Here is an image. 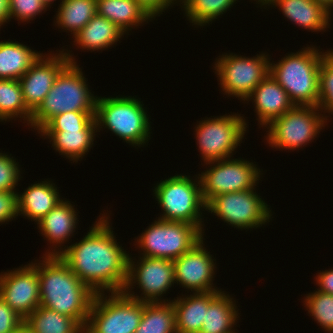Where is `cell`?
Here are the masks:
<instances>
[{
    "label": "cell",
    "mask_w": 333,
    "mask_h": 333,
    "mask_svg": "<svg viewBox=\"0 0 333 333\" xmlns=\"http://www.w3.org/2000/svg\"><path fill=\"white\" fill-rule=\"evenodd\" d=\"M107 219L103 215L95 221L80 242L60 247L61 259L95 294L123 292L127 282L129 254L115 240Z\"/></svg>",
    "instance_id": "1"
},
{
    "label": "cell",
    "mask_w": 333,
    "mask_h": 333,
    "mask_svg": "<svg viewBox=\"0 0 333 333\" xmlns=\"http://www.w3.org/2000/svg\"><path fill=\"white\" fill-rule=\"evenodd\" d=\"M38 263L40 306L87 322L95 293L84 284L60 256H42Z\"/></svg>",
    "instance_id": "2"
},
{
    "label": "cell",
    "mask_w": 333,
    "mask_h": 333,
    "mask_svg": "<svg viewBox=\"0 0 333 333\" xmlns=\"http://www.w3.org/2000/svg\"><path fill=\"white\" fill-rule=\"evenodd\" d=\"M77 63H68L57 75L53 87L32 113L30 126L38 132L56 115L70 111L96 113L97 97L88 89Z\"/></svg>",
    "instance_id": "3"
},
{
    "label": "cell",
    "mask_w": 333,
    "mask_h": 333,
    "mask_svg": "<svg viewBox=\"0 0 333 333\" xmlns=\"http://www.w3.org/2000/svg\"><path fill=\"white\" fill-rule=\"evenodd\" d=\"M269 63V74L288 93L294 105L319 106V70L327 53L313 46Z\"/></svg>",
    "instance_id": "4"
},
{
    "label": "cell",
    "mask_w": 333,
    "mask_h": 333,
    "mask_svg": "<svg viewBox=\"0 0 333 333\" xmlns=\"http://www.w3.org/2000/svg\"><path fill=\"white\" fill-rule=\"evenodd\" d=\"M143 105L140 100L130 96L97 97V130L105 126L132 146L146 144L150 139V120Z\"/></svg>",
    "instance_id": "5"
},
{
    "label": "cell",
    "mask_w": 333,
    "mask_h": 333,
    "mask_svg": "<svg viewBox=\"0 0 333 333\" xmlns=\"http://www.w3.org/2000/svg\"><path fill=\"white\" fill-rule=\"evenodd\" d=\"M197 178L193 181L187 175H174L154 187L155 199L164 211L158 219L186 222L203 231L200 210L205 209L206 204L202 199L199 176Z\"/></svg>",
    "instance_id": "6"
},
{
    "label": "cell",
    "mask_w": 333,
    "mask_h": 333,
    "mask_svg": "<svg viewBox=\"0 0 333 333\" xmlns=\"http://www.w3.org/2000/svg\"><path fill=\"white\" fill-rule=\"evenodd\" d=\"M95 294L84 333H135L143 316L144 302L112 292Z\"/></svg>",
    "instance_id": "7"
},
{
    "label": "cell",
    "mask_w": 333,
    "mask_h": 333,
    "mask_svg": "<svg viewBox=\"0 0 333 333\" xmlns=\"http://www.w3.org/2000/svg\"><path fill=\"white\" fill-rule=\"evenodd\" d=\"M319 110L316 106L295 105L272 120L266 126L269 129L266 138L269 146L287 150L306 146L317 137L328 120V116L319 114Z\"/></svg>",
    "instance_id": "8"
},
{
    "label": "cell",
    "mask_w": 333,
    "mask_h": 333,
    "mask_svg": "<svg viewBox=\"0 0 333 333\" xmlns=\"http://www.w3.org/2000/svg\"><path fill=\"white\" fill-rule=\"evenodd\" d=\"M203 233L196 225L158 219L144 233L142 232L137 238V244L144 257H159L173 261L200 241Z\"/></svg>",
    "instance_id": "9"
},
{
    "label": "cell",
    "mask_w": 333,
    "mask_h": 333,
    "mask_svg": "<svg viewBox=\"0 0 333 333\" xmlns=\"http://www.w3.org/2000/svg\"><path fill=\"white\" fill-rule=\"evenodd\" d=\"M196 140L204 163L232 157L242 142L247 123L239 114L202 120L195 127Z\"/></svg>",
    "instance_id": "10"
},
{
    "label": "cell",
    "mask_w": 333,
    "mask_h": 333,
    "mask_svg": "<svg viewBox=\"0 0 333 333\" xmlns=\"http://www.w3.org/2000/svg\"><path fill=\"white\" fill-rule=\"evenodd\" d=\"M222 54L215 62L214 70L221 88L228 96L245 101L247 96L269 74V56L262 53L256 57Z\"/></svg>",
    "instance_id": "11"
},
{
    "label": "cell",
    "mask_w": 333,
    "mask_h": 333,
    "mask_svg": "<svg viewBox=\"0 0 333 333\" xmlns=\"http://www.w3.org/2000/svg\"><path fill=\"white\" fill-rule=\"evenodd\" d=\"M254 190L217 195L206 203L205 210L242 230L256 229L270 222L272 214L269 205Z\"/></svg>",
    "instance_id": "12"
},
{
    "label": "cell",
    "mask_w": 333,
    "mask_h": 333,
    "mask_svg": "<svg viewBox=\"0 0 333 333\" xmlns=\"http://www.w3.org/2000/svg\"><path fill=\"white\" fill-rule=\"evenodd\" d=\"M206 164H212L211 168L198 174L205 204L217 195L254 189L261 175L256 164L243 159L225 158Z\"/></svg>",
    "instance_id": "13"
},
{
    "label": "cell",
    "mask_w": 333,
    "mask_h": 333,
    "mask_svg": "<svg viewBox=\"0 0 333 333\" xmlns=\"http://www.w3.org/2000/svg\"><path fill=\"white\" fill-rule=\"evenodd\" d=\"M139 261L136 263L133 259L131 260V257L128 258L127 282L123 292L129 297L145 303L170 302L171 300H162L161 297L176 283L173 261L144 256ZM135 283L139 284L138 287L141 288L143 297L132 294L130 288H134L132 286H135Z\"/></svg>",
    "instance_id": "14"
},
{
    "label": "cell",
    "mask_w": 333,
    "mask_h": 333,
    "mask_svg": "<svg viewBox=\"0 0 333 333\" xmlns=\"http://www.w3.org/2000/svg\"><path fill=\"white\" fill-rule=\"evenodd\" d=\"M0 297L23 319L40 306L38 263L0 274Z\"/></svg>",
    "instance_id": "15"
},
{
    "label": "cell",
    "mask_w": 333,
    "mask_h": 333,
    "mask_svg": "<svg viewBox=\"0 0 333 333\" xmlns=\"http://www.w3.org/2000/svg\"><path fill=\"white\" fill-rule=\"evenodd\" d=\"M51 55V56H50ZM69 52L41 54L30 69L19 79L26 107L33 113L53 87L59 72L70 62L76 63Z\"/></svg>",
    "instance_id": "16"
},
{
    "label": "cell",
    "mask_w": 333,
    "mask_h": 333,
    "mask_svg": "<svg viewBox=\"0 0 333 333\" xmlns=\"http://www.w3.org/2000/svg\"><path fill=\"white\" fill-rule=\"evenodd\" d=\"M203 245L202 238L188 252L173 260L175 282L194 293L222 291L212 286L216 264Z\"/></svg>",
    "instance_id": "17"
},
{
    "label": "cell",
    "mask_w": 333,
    "mask_h": 333,
    "mask_svg": "<svg viewBox=\"0 0 333 333\" xmlns=\"http://www.w3.org/2000/svg\"><path fill=\"white\" fill-rule=\"evenodd\" d=\"M249 99L253 100L258 116L257 120L264 127L295 106L288 93L270 74L256 86L245 100L250 101Z\"/></svg>",
    "instance_id": "18"
},
{
    "label": "cell",
    "mask_w": 333,
    "mask_h": 333,
    "mask_svg": "<svg viewBox=\"0 0 333 333\" xmlns=\"http://www.w3.org/2000/svg\"><path fill=\"white\" fill-rule=\"evenodd\" d=\"M77 212L70 201H60L46 216L37 222L41 234L47 238V241L54 245L55 249L45 253V256H59L61 250L58 247L65 243L75 232L77 221ZM56 243V244H55ZM58 247H57V246ZM57 247V249H56ZM50 252V253H49Z\"/></svg>",
    "instance_id": "19"
},
{
    "label": "cell",
    "mask_w": 333,
    "mask_h": 333,
    "mask_svg": "<svg viewBox=\"0 0 333 333\" xmlns=\"http://www.w3.org/2000/svg\"><path fill=\"white\" fill-rule=\"evenodd\" d=\"M256 2L261 6L271 4L278 6L288 20L304 27L305 30L318 32L329 28L331 14L312 0H256Z\"/></svg>",
    "instance_id": "20"
},
{
    "label": "cell",
    "mask_w": 333,
    "mask_h": 333,
    "mask_svg": "<svg viewBox=\"0 0 333 333\" xmlns=\"http://www.w3.org/2000/svg\"><path fill=\"white\" fill-rule=\"evenodd\" d=\"M58 191L48 180L28 186L22 195L17 192L18 214L37 223L62 201Z\"/></svg>",
    "instance_id": "21"
},
{
    "label": "cell",
    "mask_w": 333,
    "mask_h": 333,
    "mask_svg": "<svg viewBox=\"0 0 333 333\" xmlns=\"http://www.w3.org/2000/svg\"><path fill=\"white\" fill-rule=\"evenodd\" d=\"M223 292H210V305L205 311L199 333H235L232 328L239 317V312L234 299Z\"/></svg>",
    "instance_id": "22"
},
{
    "label": "cell",
    "mask_w": 333,
    "mask_h": 333,
    "mask_svg": "<svg viewBox=\"0 0 333 333\" xmlns=\"http://www.w3.org/2000/svg\"><path fill=\"white\" fill-rule=\"evenodd\" d=\"M194 295L172 300L175 310L177 333H199L210 305V292H196Z\"/></svg>",
    "instance_id": "23"
},
{
    "label": "cell",
    "mask_w": 333,
    "mask_h": 333,
    "mask_svg": "<svg viewBox=\"0 0 333 333\" xmlns=\"http://www.w3.org/2000/svg\"><path fill=\"white\" fill-rule=\"evenodd\" d=\"M96 11L124 33L153 18L136 0H96Z\"/></svg>",
    "instance_id": "24"
},
{
    "label": "cell",
    "mask_w": 333,
    "mask_h": 333,
    "mask_svg": "<svg viewBox=\"0 0 333 333\" xmlns=\"http://www.w3.org/2000/svg\"><path fill=\"white\" fill-rule=\"evenodd\" d=\"M123 35L124 32L113 22L96 13L74 36V43L89 51L105 50L118 42Z\"/></svg>",
    "instance_id": "25"
},
{
    "label": "cell",
    "mask_w": 333,
    "mask_h": 333,
    "mask_svg": "<svg viewBox=\"0 0 333 333\" xmlns=\"http://www.w3.org/2000/svg\"><path fill=\"white\" fill-rule=\"evenodd\" d=\"M97 129H64V131H39L46 136L59 154L65 155L70 161L77 162L85 156L93 145Z\"/></svg>",
    "instance_id": "26"
},
{
    "label": "cell",
    "mask_w": 333,
    "mask_h": 333,
    "mask_svg": "<svg viewBox=\"0 0 333 333\" xmlns=\"http://www.w3.org/2000/svg\"><path fill=\"white\" fill-rule=\"evenodd\" d=\"M40 55L19 42L0 41V79L19 80Z\"/></svg>",
    "instance_id": "27"
},
{
    "label": "cell",
    "mask_w": 333,
    "mask_h": 333,
    "mask_svg": "<svg viewBox=\"0 0 333 333\" xmlns=\"http://www.w3.org/2000/svg\"><path fill=\"white\" fill-rule=\"evenodd\" d=\"M34 333H84V327L74 318L39 306L24 319Z\"/></svg>",
    "instance_id": "28"
},
{
    "label": "cell",
    "mask_w": 333,
    "mask_h": 333,
    "mask_svg": "<svg viewBox=\"0 0 333 333\" xmlns=\"http://www.w3.org/2000/svg\"><path fill=\"white\" fill-rule=\"evenodd\" d=\"M56 23L74 37L97 13L96 0H61Z\"/></svg>",
    "instance_id": "29"
},
{
    "label": "cell",
    "mask_w": 333,
    "mask_h": 333,
    "mask_svg": "<svg viewBox=\"0 0 333 333\" xmlns=\"http://www.w3.org/2000/svg\"><path fill=\"white\" fill-rule=\"evenodd\" d=\"M135 333H177L172 302H144L143 316Z\"/></svg>",
    "instance_id": "30"
},
{
    "label": "cell",
    "mask_w": 333,
    "mask_h": 333,
    "mask_svg": "<svg viewBox=\"0 0 333 333\" xmlns=\"http://www.w3.org/2000/svg\"><path fill=\"white\" fill-rule=\"evenodd\" d=\"M24 118L30 125L32 112L26 107L19 80L0 79V121Z\"/></svg>",
    "instance_id": "31"
},
{
    "label": "cell",
    "mask_w": 333,
    "mask_h": 333,
    "mask_svg": "<svg viewBox=\"0 0 333 333\" xmlns=\"http://www.w3.org/2000/svg\"><path fill=\"white\" fill-rule=\"evenodd\" d=\"M186 17L193 25L205 26L226 13L237 0H181ZM255 1V0H254Z\"/></svg>",
    "instance_id": "32"
},
{
    "label": "cell",
    "mask_w": 333,
    "mask_h": 333,
    "mask_svg": "<svg viewBox=\"0 0 333 333\" xmlns=\"http://www.w3.org/2000/svg\"><path fill=\"white\" fill-rule=\"evenodd\" d=\"M304 305L308 313L327 332L333 333V295L319 290L307 294Z\"/></svg>",
    "instance_id": "33"
},
{
    "label": "cell",
    "mask_w": 333,
    "mask_h": 333,
    "mask_svg": "<svg viewBox=\"0 0 333 333\" xmlns=\"http://www.w3.org/2000/svg\"><path fill=\"white\" fill-rule=\"evenodd\" d=\"M96 113L70 111L53 117L40 131H64V129H97Z\"/></svg>",
    "instance_id": "34"
},
{
    "label": "cell",
    "mask_w": 333,
    "mask_h": 333,
    "mask_svg": "<svg viewBox=\"0 0 333 333\" xmlns=\"http://www.w3.org/2000/svg\"><path fill=\"white\" fill-rule=\"evenodd\" d=\"M319 109L333 113V51L323 56L319 70Z\"/></svg>",
    "instance_id": "35"
},
{
    "label": "cell",
    "mask_w": 333,
    "mask_h": 333,
    "mask_svg": "<svg viewBox=\"0 0 333 333\" xmlns=\"http://www.w3.org/2000/svg\"><path fill=\"white\" fill-rule=\"evenodd\" d=\"M20 170L17 162L7 153L0 152V191H15L20 181Z\"/></svg>",
    "instance_id": "36"
},
{
    "label": "cell",
    "mask_w": 333,
    "mask_h": 333,
    "mask_svg": "<svg viewBox=\"0 0 333 333\" xmlns=\"http://www.w3.org/2000/svg\"><path fill=\"white\" fill-rule=\"evenodd\" d=\"M47 11L41 0H9V15L17 21L33 20L42 11Z\"/></svg>",
    "instance_id": "37"
},
{
    "label": "cell",
    "mask_w": 333,
    "mask_h": 333,
    "mask_svg": "<svg viewBox=\"0 0 333 333\" xmlns=\"http://www.w3.org/2000/svg\"><path fill=\"white\" fill-rule=\"evenodd\" d=\"M24 319L0 297V333H15Z\"/></svg>",
    "instance_id": "38"
},
{
    "label": "cell",
    "mask_w": 333,
    "mask_h": 333,
    "mask_svg": "<svg viewBox=\"0 0 333 333\" xmlns=\"http://www.w3.org/2000/svg\"><path fill=\"white\" fill-rule=\"evenodd\" d=\"M17 192L0 191V223H5L18 216Z\"/></svg>",
    "instance_id": "39"
},
{
    "label": "cell",
    "mask_w": 333,
    "mask_h": 333,
    "mask_svg": "<svg viewBox=\"0 0 333 333\" xmlns=\"http://www.w3.org/2000/svg\"><path fill=\"white\" fill-rule=\"evenodd\" d=\"M178 0H136V2L148 12V14L155 19L159 14H162L170 5ZM181 3V0L179 1Z\"/></svg>",
    "instance_id": "40"
},
{
    "label": "cell",
    "mask_w": 333,
    "mask_h": 333,
    "mask_svg": "<svg viewBox=\"0 0 333 333\" xmlns=\"http://www.w3.org/2000/svg\"><path fill=\"white\" fill-rule=\"evenodd\" d=\"M316 283L320 287L317 290L333 295V270L320 271L316 276Z\"/></svg>",
    "instance_id": "41"
},
{
    "label": "cell",
    "mask_w": 333,
    "mask_h": 333,
    "mask_svg": "<svg viewBox=\"0 0 333 333\" xmlns=\"http://www.w3.org/2000/svg\"><path fill=\"white\" fill-rule=\"evenodd\" d=\"M8 21H10L9 0H0V28Z\"/></svg>",
    "instance_id": "42"
},
{
    "label": "cell",
    "mask_w": 333,
    "mask_h": 333,
    "mask_svg": "<svg viewBox=\"0 0 333 333\" xmlns=\"http://www.w3.org/2000/svg\"><path fill=\"white\" fill-rule=\"evenodd\" d=\"M320 4L325 10L331 14V8H333V0H312Z\"/></svg>",
    "instance_id": "43"
},
{
    "label": "cell",
    "mask_w": 333,
    "mask_h": 333,
    "mask_svg": "<svg viewBox=\"0 0 333 333\" xmlns=\"http://www.w3.org/2000/svg\"><path fill=\"white\" fill-rule=\"evenodd\" d=\"M15 333H34L24 322Z\"/></svg>",
    "instance_id": "44"
},
{
    "label": "cell",
    "mask_w": 333,
    "mask_h": 333,
    "mask_svg": "<svg viewBox=\"0 0 333 333\" xmlns=\"http://www.w3.org/2000/svg\"><path fill=\"white\" fill-rule=\"evenodd\" d=\"M42 4L45 6V8L51 6L50 4L54 2V0H41Z\"/></svg>",
    "instance_id": "45"
}]
</instances>
